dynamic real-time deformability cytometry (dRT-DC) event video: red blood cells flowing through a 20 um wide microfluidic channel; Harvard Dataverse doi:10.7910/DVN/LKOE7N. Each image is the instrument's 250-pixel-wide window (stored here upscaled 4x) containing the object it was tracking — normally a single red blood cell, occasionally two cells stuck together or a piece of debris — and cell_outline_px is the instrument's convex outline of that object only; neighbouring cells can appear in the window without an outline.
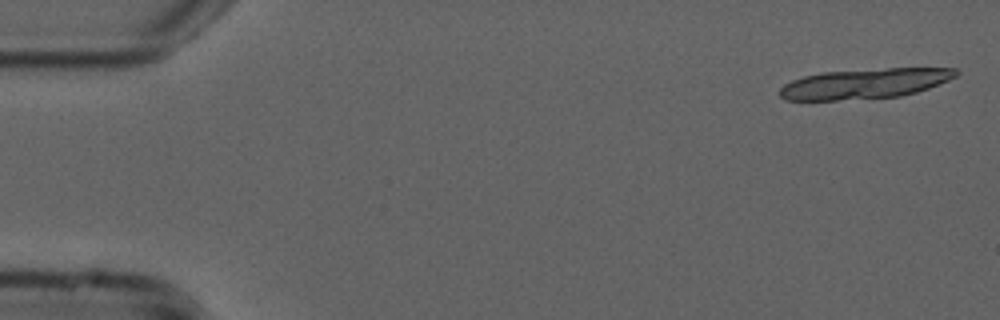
{"species": "common noctule bat (a hibernating species)", "species_latin": "Nyctalus noctula", "temperature_condition": "cold", "stored_images_in_passage": 18, "camera_frame_rate_fps": 3000, "um_per_image_px": 0.085, "animal": {"sex": "male", "forearm_length_mm": 52.5}, "frame": {"image": 1, "passage_image": 2, "time_ms": 0.333, "image_size_px": [1000, 320], "cell_outline_px": [[960, 72], [956, 76], [948, 80], [928, 88], [916, 92], [900, 96], [836, 100], [784, 100], [780, 96], [780, 88], [784, 84], [792, 80], [804, 76], [820, 72], [888, 68], [956, 68]], "centroid_in_image_um": [73.49, 7.1], "position_along_channel_um": 11.5, "area_um2": 30.81}}